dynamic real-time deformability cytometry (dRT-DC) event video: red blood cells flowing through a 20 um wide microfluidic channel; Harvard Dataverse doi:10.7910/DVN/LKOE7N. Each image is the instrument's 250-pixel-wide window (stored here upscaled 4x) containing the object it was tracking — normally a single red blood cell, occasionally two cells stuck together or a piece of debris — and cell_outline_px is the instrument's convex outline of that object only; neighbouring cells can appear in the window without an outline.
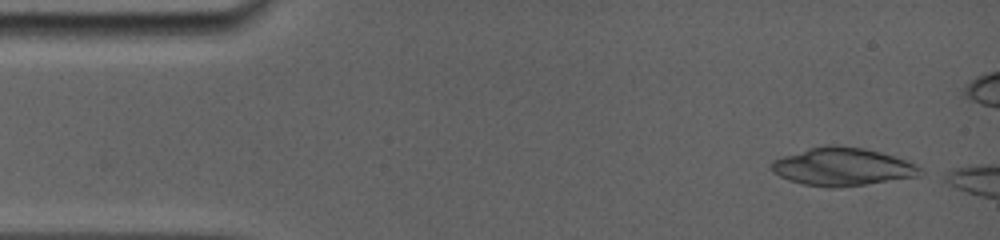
{"species": "common noctule bat (a hibernating species)", "species_latin": "Nyctalus noctula", "temperature_condition": "room temperature", "stored_images_in_passage": 17, "camera_frame_rate_fps": 5000, "um_per_image_px": 0.085, "animal": {"sex": "female", "body_mass_g": 19.0, "forearm_length_mm": 56.7}, "frame": {"image": 1, "passage_image": 1, "time_ms": 0.0, "image_size_px": [1000, 240], "cell_outline_px": [[924, 172], [920, 176], [836, 188], [828, 188], [800, 184], [788, 180], [772, 172], [772, 160], [808, 148], [824, 144], [836, 144], [864, 148], [880, 152], [916, 164]], "centroid_in_image_um": [71.58, 14.17], "position_along_channel_um": 13.4, "area_um2": 33.0}}